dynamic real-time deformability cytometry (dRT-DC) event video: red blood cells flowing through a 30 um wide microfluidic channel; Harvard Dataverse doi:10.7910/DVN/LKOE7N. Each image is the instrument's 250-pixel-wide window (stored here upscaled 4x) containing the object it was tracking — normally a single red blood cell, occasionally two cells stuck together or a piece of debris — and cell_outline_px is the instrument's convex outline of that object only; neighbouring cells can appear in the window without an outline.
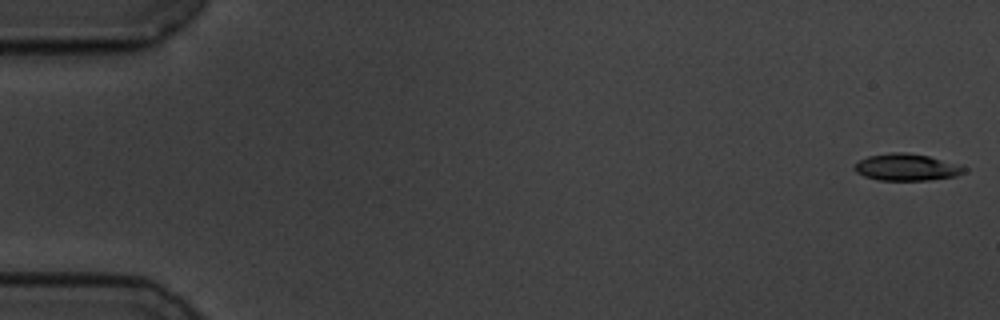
{"species": "common noctule bat (a hibernating species)", "species_latin": "Nyctalus noctula", "temperature_condition": "cold", "stored_images_in_passage": 57, "camera_frame_rate_fps": 3000, "um_per_image_px": 0.085, "animal": {"sex": "male", "body_mass_g": 19.5, "forearm_length_mm": 54.6}, "frame": {"image": 1, "passage_image": 1, "time_ms": 0.0, "image_size_px": [1000, 320], "cell_outline_px": [[968, 172], [956, 176], [928, 180], [880, 180], [864, 176], [856, 172], [852, 168], [860, 160], [868, 156], [892, 152], [904, 152], [928, 156], [960, 164], [968, 168]], "centroid_in_image_um": [77.11, 14.22], "position_along_channel_um": 7.9, "area_um2": 17.28}}
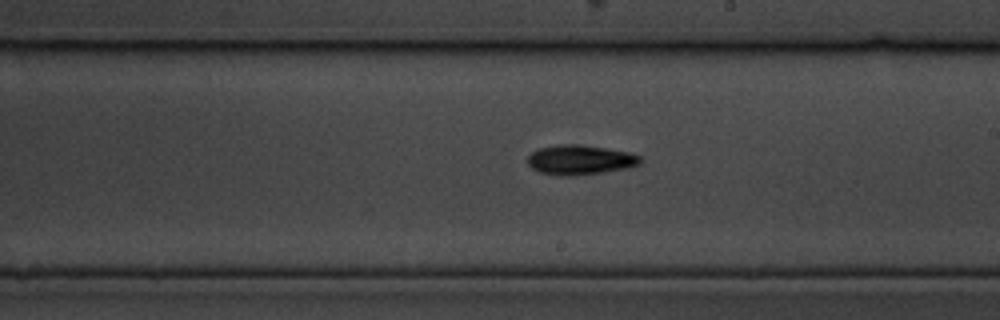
{"frame": {"image": 2, "passage_image": 33, "time_ms": 10.667, "image_size_px": [1000, 320], "cell_outline_px": [[644, 160], [640, 164], [628, 168], [604, 172], [572, 176], [560, 176], [540, 172], [532, 168], [528, 164], [528, 156], [532, 152], [540, 148], [556, 144], [576, 144], [604, 148], [628, 152], [640, 156]], "centroid_in_image_um": [49.32, 13.59], "position_along_channel_um": 239.7, "area_um2": 19.54}}
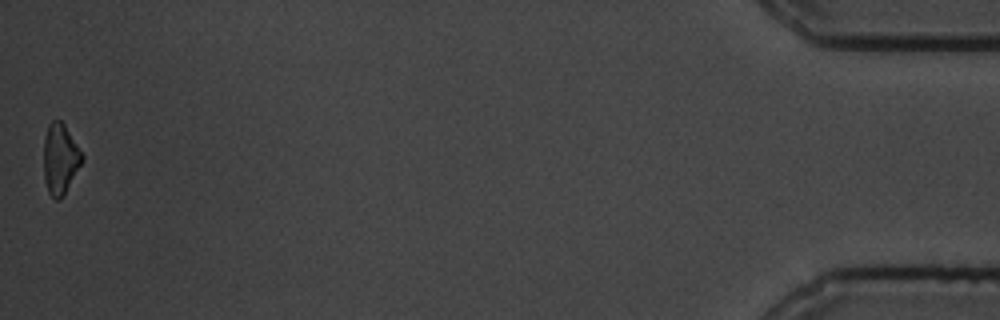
{"frame": {"image": 3, "passage_image": 57, "time_ms": 18.667, "image_size_px": [1000, 320], "cell_outline_px": [[84, 160], [60, 200], [56, 200], [48, 192], [44, 180], [44, 140], [48, 124], [52, 120], [60, 120], [64, 124], [84, 156]], "centroid_in_image_um": [5.11, 13.5], "position_along_channel_um": 430.1, "area_um2": 15.66}, "authors_computed_cell_mechanics": {"area_um2": 17.8024, "velocity_mm_per_s": 3.5227, "shape_relaxation_time_tau1_ms": 3.3656, "shape_relaxation_time_tau2_ms": null, "deformation_change_tau1": 0.1211, "deformation_change_tau2": null}}